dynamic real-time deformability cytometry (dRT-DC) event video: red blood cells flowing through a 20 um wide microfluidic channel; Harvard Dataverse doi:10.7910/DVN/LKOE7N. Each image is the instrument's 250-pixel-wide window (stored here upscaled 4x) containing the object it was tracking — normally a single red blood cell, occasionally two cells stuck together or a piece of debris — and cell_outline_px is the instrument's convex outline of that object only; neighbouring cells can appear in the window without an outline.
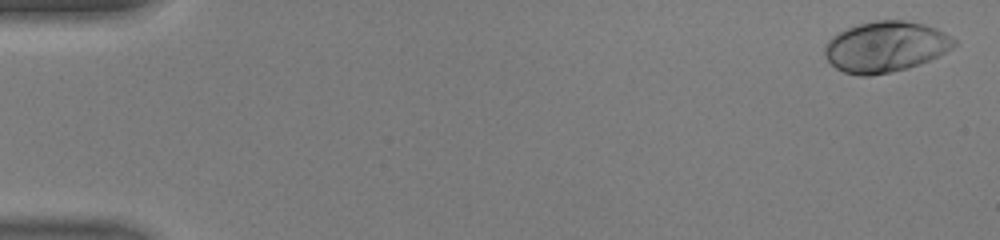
{"species": "human", "species_latin": "Homo sapiens", "temperature_condition": "warm", "stored_images_in_passage": 47, "camera_frame_rate_fps": 3000, "um_per_image_px": 0.085, "donor": {"sex": "male"}, "frame": {"image": 1, "passage_image": 2, "time_ms": 0.333, "image_size_px": [1000, 240], "cell_outline_px": [[956, 44], [952, 48], [920, 64], [908, 68], [892, 72], [868, 76], [860, 76], [844, 72], [836, 68], [824, 56], [824, 44], [832, 36], [856, 24], [876, 20], [904, 20], [924, 24], [936, 28], [952, 36], [956, 40]], "centroid_in_image_um": [75.25, 3.97], "position_along_channel_um": 9.7, "area_um2": 38.32}}
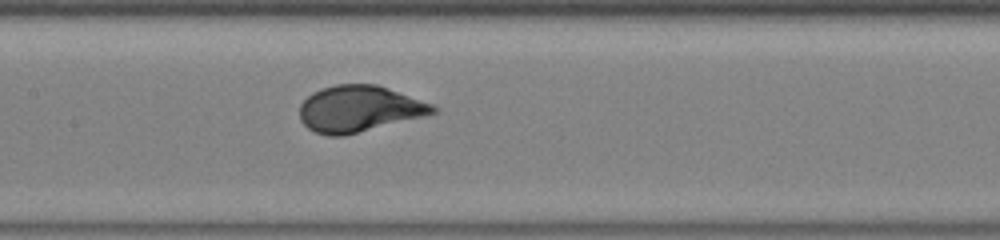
{"frame": {"image": 2, "passage_image": 24, "time_ms": 7.667, "image_size_px": [1000, 240], "cell_outline_px": [[440, 108], [436, 112], [424, 116], [344, 136], [328, 136], [316, 132], [308, 128], [300, 120], [300, 104], [312, 92], [336, 84], [376, 84], [432, 104]], "centroid_in_image_um": [30.51, 9.25], "position_along_channel_um": 176.9, "area_um2": 35.72}}
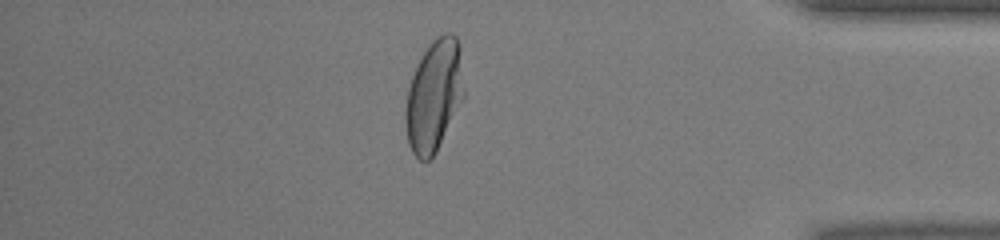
{"frame": {"image": 3, "passage_image": 41, "time_ms": 13.333, "image_size_px": [1000, 240], "cell_outline_px": [[464, 100], [436, 152], [428, 160], [420, 160], [412, 152], [408, 144], [404, 120], [404, 112], [408, 88], [412, 76], [420, 56], [432, 40], [436, 36], [444, 32], [452, 32], [456, 36], [460, 44], [464, 92]], "centroid_in_image_um": [36.9, 8.1], "position_along_channel_um": 398.3, "area_um2": 38.61}, "authors_computed_cell_mechanics": {"area_um2": 35.9516, "velocity_mm_per_s": 4.4453, "shape_relaxation_time_tau1_ms": 2.4272, "shape_relaxation_time_tau2_ms": null, "deformation_change_tau1": 0.1652, "deformation_change_tau2": null}}